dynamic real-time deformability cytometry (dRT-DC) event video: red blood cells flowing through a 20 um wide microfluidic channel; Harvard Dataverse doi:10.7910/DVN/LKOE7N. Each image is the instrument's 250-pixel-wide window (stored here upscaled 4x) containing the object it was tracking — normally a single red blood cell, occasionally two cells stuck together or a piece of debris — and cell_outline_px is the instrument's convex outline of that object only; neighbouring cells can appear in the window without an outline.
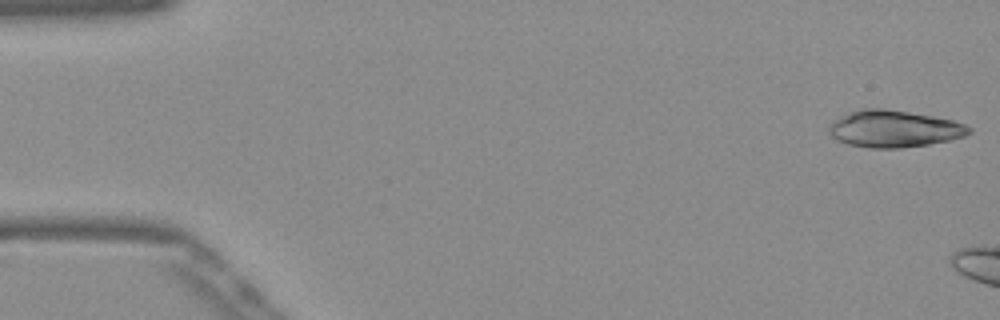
{"species": "Egyptian fruit bat (a non-hibernating species)", "species_latin": "Rousettus aegyptiacus", "temperature_condition": "warm", "stored_images_in_passage": 8, "camera_frame_rate_fps": 3000, "um_per_image_px": 0.085, "frame": {"image": 1, "passage_image": 1, "time_ms": 0.0, "image_size_px": [1000, 320], "cell_outline_px": [[972, 132], [964, 136], [948, 140], [928, 144], [900, 148], [868, 148], [848, 144], [836, 140], [828, 132], [828, 128], [832, 120], [852, 112], [864, 108], [884, 108], [932, 116], [952, 120], [964, 124], [972, 128]], "centroid_in_image_um": [75.97, 10.95], "position_along_channel_um": 9.0, "area_um2": 30.0}}